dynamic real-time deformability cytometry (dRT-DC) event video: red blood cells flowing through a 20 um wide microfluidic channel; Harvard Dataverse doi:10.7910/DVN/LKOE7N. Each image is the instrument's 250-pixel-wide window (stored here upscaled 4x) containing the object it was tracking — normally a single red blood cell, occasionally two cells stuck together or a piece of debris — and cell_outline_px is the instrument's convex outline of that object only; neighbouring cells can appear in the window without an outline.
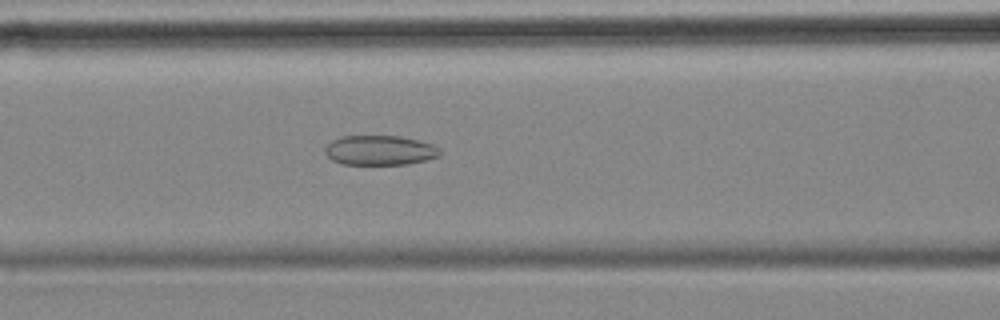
{"species": "common noctule bat (a hibernating species)", "species_latin": "Nyctalus noctula", "temperature_condition": "cold", "stored_images_in_passage": 56, "camera_frame_rate_fps": 3000, "um_per_image_px": 0.085, "animal": {"sex": "female", "body_mass_g": 18.4}, "frame": {"image": 1, "passage_image": 23, "time_ms": 7.333, "image_size_px": [1000, 320], "cell_outline_px": [[440, 156], [408, 164], [344, 164], [332, 160], [324, 152], [324, 148], [332, 140], [340, 136], [400, 136], [420, 140], [432, 144], [440, 148]], "centroid_in_image_um": [32.28, 12.76], "position_along_channel_um": 134.3, "area_um2": 19.94}}
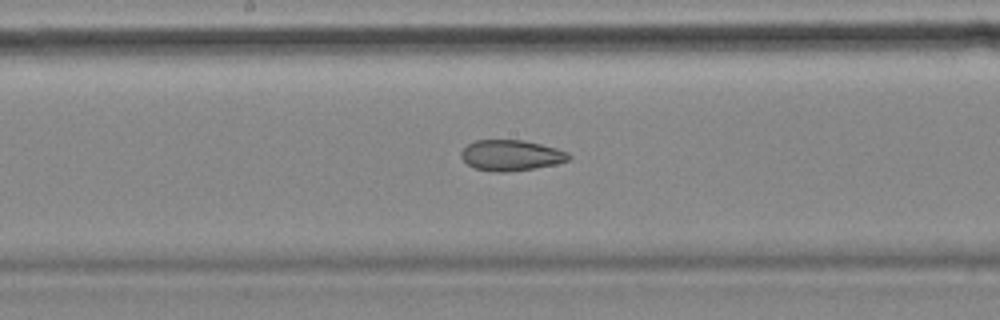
{"frame": {"image": 2, "passage_image": 29, "time_ms": 9.333, "image_size_px": [1000, 320], "cell_outline_px": [[572, 156], [568, 160], [556, 164], [532, 168], [504, 172], [496, 172], [476, 168], [468, 164], [460, 156], [460, 152], [468, 144], [476, 140], [524, 140], [556, 148], [568, 152]], "centroid_in_image_um": [43.44, 13.19], "position_along_channel_um": 204.8, "area_um2": 19.07}}
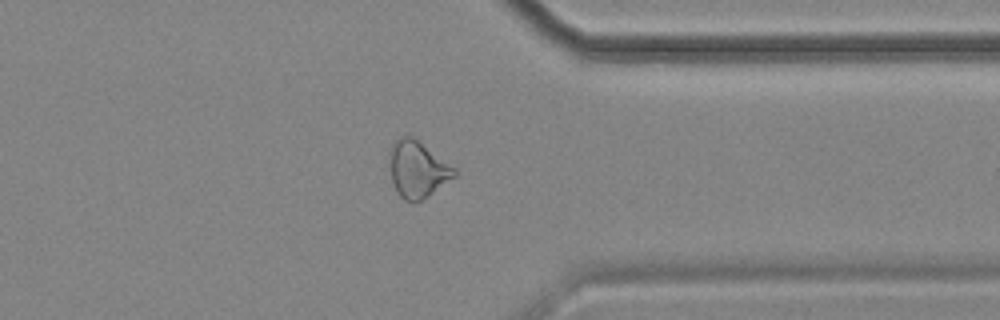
{"frame": {"image": 3, "passage_image": 44, "time_ms": 14.333, "image_size_px": [1000, 320], "cell_outline_px": [[456, 176], [420, 200], [404, 200], [396, 192], [392, 180], [388, 152], [388, 148], [400, 136], [408, 132], [456, 168]], "centroid_in_image_um": [35.45, 14.31], "position_along_channel_um": 375.9, "area_um2": 21.44}, "authors_computed_cell_mechanics": {"area_um2": 23.4668, "velocity_mm_per_s": 3.5425, "shape_relaxation_time_tau1_ms": null, "shape_relaxation_time_tau2_ms": 4.8517, "deformation_change_tau1": null, "deformation_change_tau2": 0.1224}}